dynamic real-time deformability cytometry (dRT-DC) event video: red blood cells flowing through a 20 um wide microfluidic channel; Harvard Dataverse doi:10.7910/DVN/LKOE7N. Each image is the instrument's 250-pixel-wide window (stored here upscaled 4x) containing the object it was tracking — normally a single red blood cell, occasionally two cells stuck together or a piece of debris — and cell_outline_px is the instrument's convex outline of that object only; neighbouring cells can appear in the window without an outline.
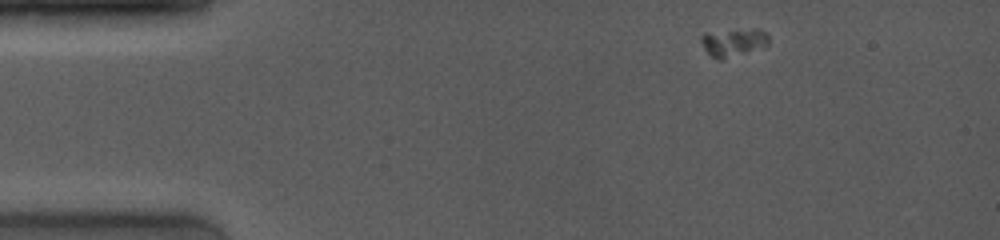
{"species": "common noctule bat (a hibernating species)", "species_latin": "Nyctalus noctula", "temperature_condition": "room temperature", "stored_images_in_passage": 53, "camera_frame_rate_fps": 4000, "um_per_image_px": 0.085, "animal": {"sex": "female", "body_mass_g": 19.0, "forearm_length_mm": 53.3}, "frame": {"image": 1, "passage_image": 1, "time_ms": 0.0, "image_size_px": [1000, 240], "cell_outline_px": [[768, 44], [764, 48], [724, 60], [716, 60], [704, 48], [700, 40], [700, 36], [704, 32], [752, 28], [756, 28], [764, 32], [768, 36]], "centroid_in_image_um": [62.34, 3.61], "position_along_channel_um": 22.7, "area_um2": 11.44}}
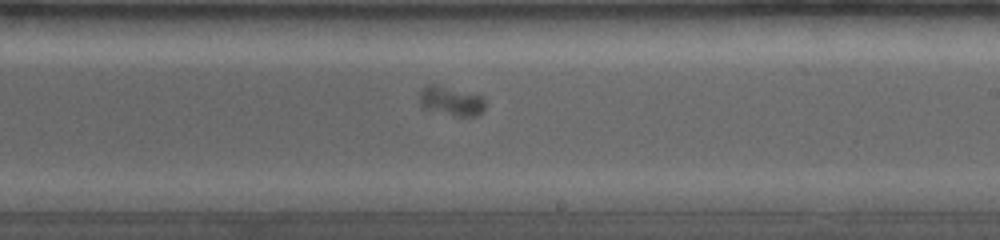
{"frame": {"image": 2, "passage_image": 36, "time_ms": 7.75, "image_size_px": [1000, 240], "cell_outline_px": [[484, 108], [476, 116], [456, 116], [424, 108], [420, 104], [420, 92], [424, 88], [432, 84], [436, 84], [484, 96]], "centroid_in_image_um": [38.36, 8.58], "position_along_channel_um": 250.6, "area_um2": 10.98}}
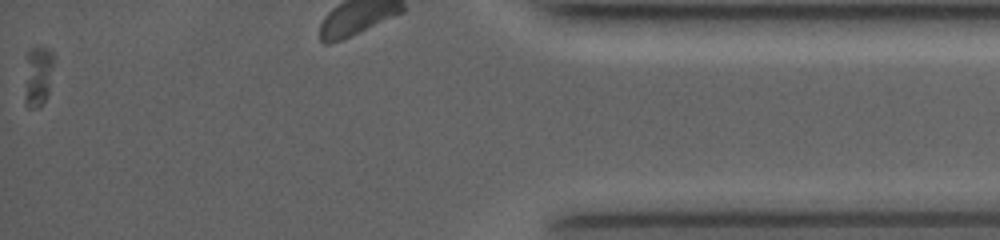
{"frame": {"image": 3, "passage_image": 53, "time_ms": 14.0, "image_size_px": [1000, 240], "cell_outline_px": [[52, 64], [48, 92], [40, 108], [28, 108], [24, 104], [24, 100], [28, 48], [36, 44], [48, 48], [52, 52]], "centroid_in_image_um": [3.19, 6.44], "position_along_channel_um": 432.0, "area_um2": 10.23}}